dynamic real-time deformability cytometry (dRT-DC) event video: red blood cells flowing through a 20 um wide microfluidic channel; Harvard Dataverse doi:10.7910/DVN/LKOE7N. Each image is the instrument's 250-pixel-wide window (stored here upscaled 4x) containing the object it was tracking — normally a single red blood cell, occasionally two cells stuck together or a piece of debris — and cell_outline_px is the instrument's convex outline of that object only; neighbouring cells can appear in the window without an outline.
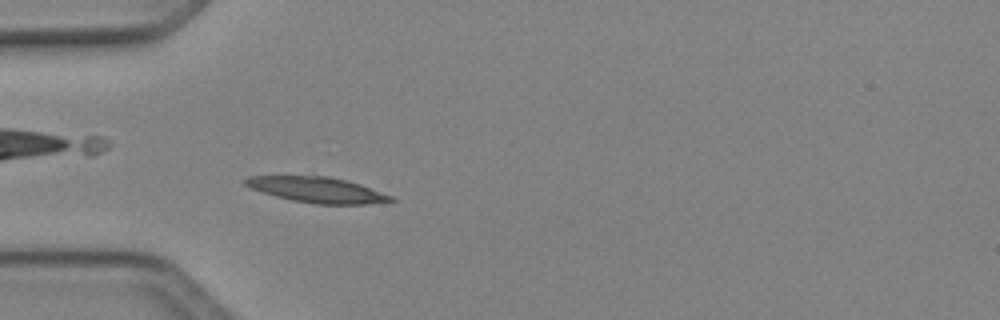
{"species": "Egyptian fruit bat (a non-hibernating species)", "species_latin": "Rousettus aegyptiacus", "temperature_condition": "cold", "stored_images_in_passage": 47, "camera_frame_rate_fps": 3000, "um_per_image_px": 0.085, "animal": {"sex": "female"}, "frame": {"image": 1, "passage_image": 12, "time_ms": 3.667, "image_size_px": [1000, 320], "cell_outline_px": [[396, 200], [364, 204], [316, 204], [292, 200], [276, 196], [252, 188], [244, 184], [244, 180], [248, 176], [328, 176], [348, 180], [396, 196]], "centroid_in_image_um": [27.03, 16.13], "position_along_channel_um": 58.0, "area_um2": 21.62}}
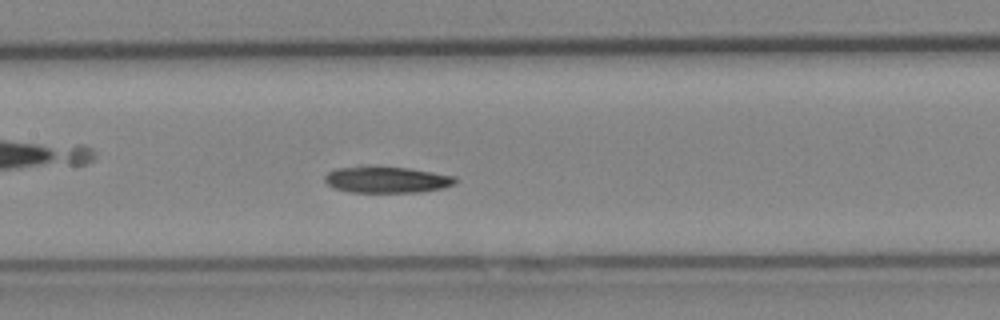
{"frame": {"image": 2, "passage_image": 21, "time_ms": 6.667, "image_size_px": [1000, 320], "cell_outline_px": [[456, 180], [452, 184], [440, 188], [420, 192], [352, 192], [336, 188], [328, 184], [324, 180], [324, 176], [328, 172], [336, 168], [408, 168], [456, 176]], "centroid_in_image_um": [32.88, 15.29], "position_along_channel_um": 174.5, "area_um2": 19.25}}
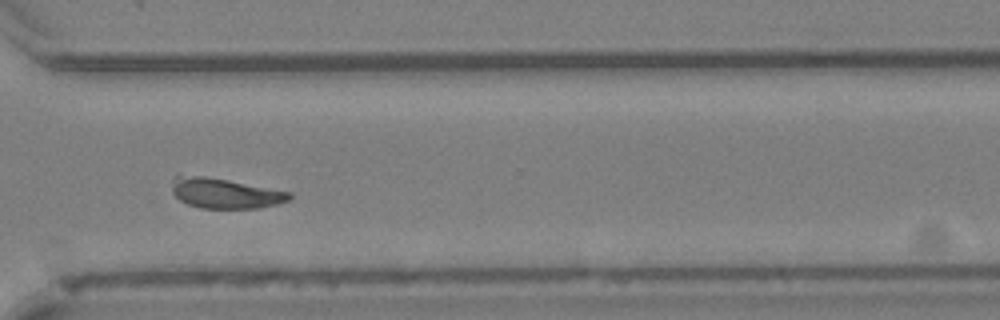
{"frame": {"image": 3, "passage_image": 34, "time_ms": 11.0, "image_size_px": [1000, 320], "cell_outline_px": [[292, 196], [288, 200], [276, 204], [260, 208], [200, 208], [188, 204], [180, 200], [172, 192], [172, 188], [176, 176], [204, 176], [228, 180], [292, 192]], "centroid_in_image_um": [19.16, 16.44], "position_along_channel_um": 351.4, "area_um2": 20.35}}